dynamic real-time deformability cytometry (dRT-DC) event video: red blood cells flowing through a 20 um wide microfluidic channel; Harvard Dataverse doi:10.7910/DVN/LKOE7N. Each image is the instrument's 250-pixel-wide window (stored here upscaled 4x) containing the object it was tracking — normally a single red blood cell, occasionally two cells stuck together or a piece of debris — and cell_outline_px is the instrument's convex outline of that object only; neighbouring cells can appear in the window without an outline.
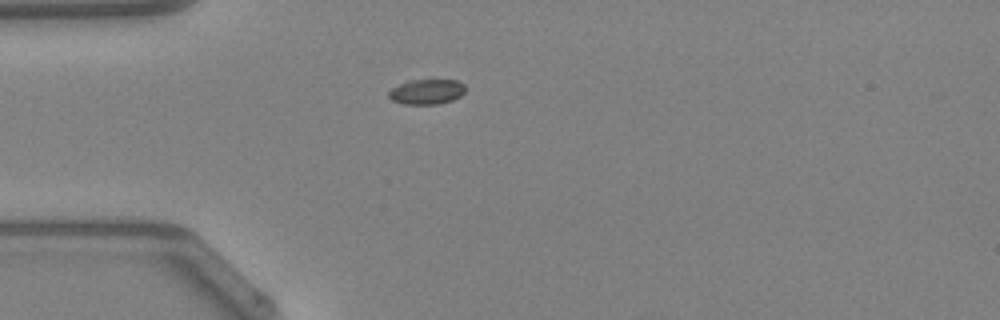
{"species": "Egyptian fruit bat (a non-hibernating species)", "species_latin": "Rousettus aegyptiacus", "temperature_condition": "warm", "stored_images_in_passage": 36, "camera_frame_rate_fps": 3000, "um_per_image_px": 0.085, "animal": {"sex": "female"}, "frame": {"image": 1, "passage_image": 1, "time_ms": 0.0, "image_size_px": [1000, 320], "cell_outline_px": [[464, 92], [460, 96], [452, 100], [436, 104], [404, 104], [392, 100], [388, 96], [388, 92], [392, 88], [408, 80], [432, 76], [456, 80], [464, 84]], "centroid_in_image_um": [36.28, 7.73], "position_along_channel_um": 48.7, "area_um2": 11.79}}
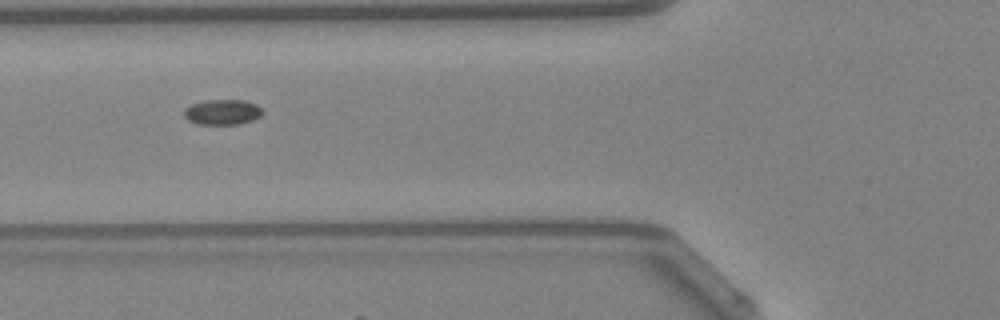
{"frame": {"image": 2, "passage_image": 6, "time_ms": 1.667, "image_size_px": [1000, 320], "cell_outline_px": [[264, 112], [260, 116], [252, 120], [240, 124], [200, 124], [188, 120], [184, 116], [184, 108], [192, 104], [204, 100], [244, 100], [256, 104]], "centroid_in_image_um": [18.9, 9.52], "position_along_channel_um": 106.9, "area_um2": 11.56}}